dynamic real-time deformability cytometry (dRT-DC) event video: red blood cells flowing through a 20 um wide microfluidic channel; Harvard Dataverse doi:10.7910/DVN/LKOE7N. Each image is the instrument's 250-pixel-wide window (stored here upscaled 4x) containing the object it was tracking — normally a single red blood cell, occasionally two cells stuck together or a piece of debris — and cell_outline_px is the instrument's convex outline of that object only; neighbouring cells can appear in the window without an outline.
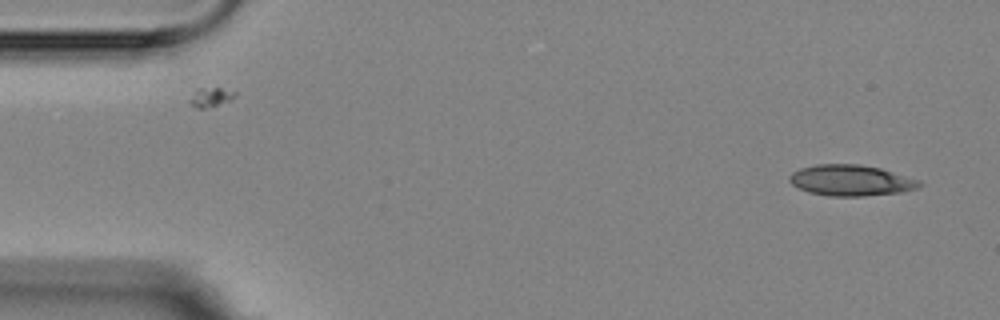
{"species": "Egyptian fruit bat (a non-hibernating species)", "species_latin": "Rousettus aegyptiacus", "temperature_condition": "room temperature", "stored_images_in_passage": 2, "camera_frame_rate_fps": 3000, "um_per_image_px": 0.085, "animal": {"sex": "female"}, "frame": {"image": 1, "passage_image": 2, "time_ms": 1.0, "image_size_px": [1000, 320], "cell_outline_px": [[924, 184], [920, 188], [900, 192], [864, 196], [828, 196], [808, 192], [792, 184], [788, 180], [788, 176], [792, 172], [800, 168], [816, 164], [860, 164], [880, 168], [920, 180]], "centroid_in_image_um": [72.33, 15.33], "position_along_channel_um": 12.7, "area_um2": 23.58}}